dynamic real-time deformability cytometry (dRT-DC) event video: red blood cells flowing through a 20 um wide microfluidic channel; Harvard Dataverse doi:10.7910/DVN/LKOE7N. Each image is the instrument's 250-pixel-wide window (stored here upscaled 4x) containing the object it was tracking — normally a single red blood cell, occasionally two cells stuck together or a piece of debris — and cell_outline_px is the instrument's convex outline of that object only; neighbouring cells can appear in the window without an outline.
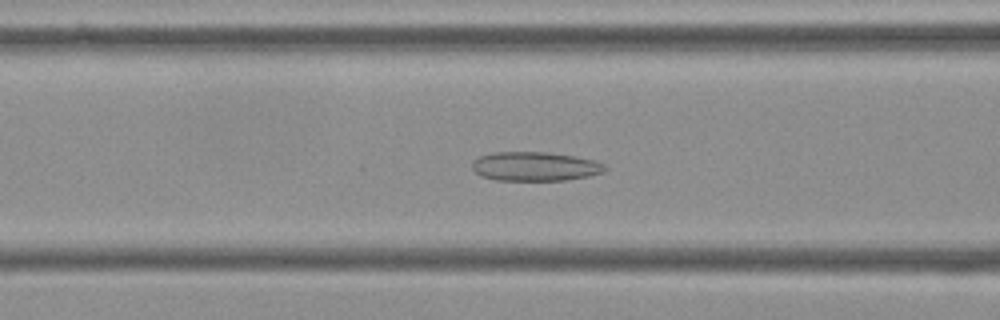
{"species": "Egyptian fruit bat (a non-hibernating species)", "species_latin": "Rousettus aegyptiacus", "temperature_condition": "cold", "stored_images_in_passage": 45, "camera_frame_rate_fps": 3000, "um_per_image_px": 0.085, "frame": {"image": 1, "passage_image": 11, "time_ms": 3.333, "image_size_px": [1000, 320], "cell_outline_px": [[608, 168], [604, 172], [588, 176], [564, 180], [496, 180], [480, 176], [472, 168], [472, 160], [480, 156], [492, 152], [548, 152], [572, 156], [592, 160], [604, 164]], "centroid_in_image_um": [45.44, 14.14], "position_along_channel_um": 121.2, "area_um2": 22.48}}
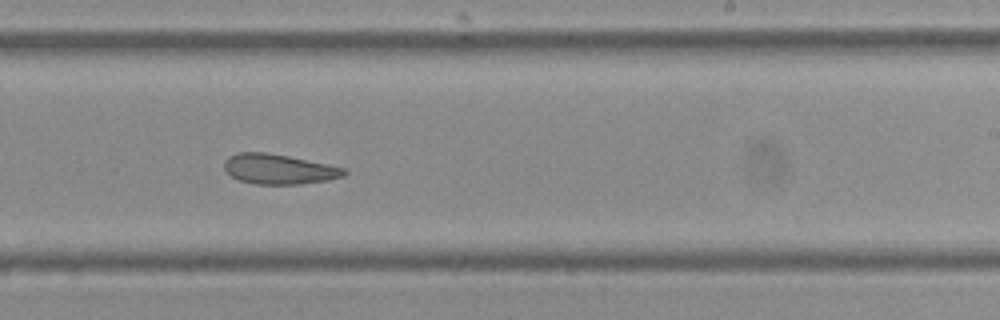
{"frame": {"image": 2, "passage_image": 23, "time_ms": 7.333, "image_size_px": [1000, 320], "cell_outline_px": [[348, 172], [344, 176], [328, 180], [300, 184], [256, 184], [240, 180], [232, 176], [224, 168], [224, 160], [228, 156], [240, 152], [264, 152], [288, 156], [348, 168]], "centroid_in_image_um": [23.74, 14.37], "position_along_channel_um": 265.3, "area_um2": 20.98}}
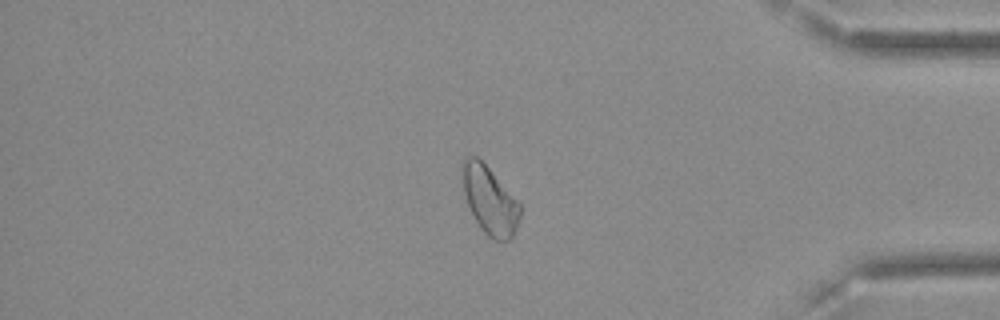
{"frame": {"image": 3, "passage_image": 36, "time_ms": 11.667, "image_size_px": [1000, 320], "cell_outline_px": [[520, 220], [512, 236], [508, 240], [492, 240], [480, 228], [468, 204], [464, 192], [460, 176], [460, 164], [464, 156], [476, 156], [488, 168], [520, 204]], "centroid_in_image_um": [41.58, 17.0], "position_along_channel_um": 393.6, "area_um2": 22.66}, "authors_computed_cell_mechanics": {"area_um2": 22.6576, "velocity_mm_per_s": 3.6034, "shape_relaxation_time_tau1_ms": null, "shape_relaxation_time_tau2_ms": 3.3514, "deformation_change_tau1": null, "deformation_change_tau2": 0.1063}}